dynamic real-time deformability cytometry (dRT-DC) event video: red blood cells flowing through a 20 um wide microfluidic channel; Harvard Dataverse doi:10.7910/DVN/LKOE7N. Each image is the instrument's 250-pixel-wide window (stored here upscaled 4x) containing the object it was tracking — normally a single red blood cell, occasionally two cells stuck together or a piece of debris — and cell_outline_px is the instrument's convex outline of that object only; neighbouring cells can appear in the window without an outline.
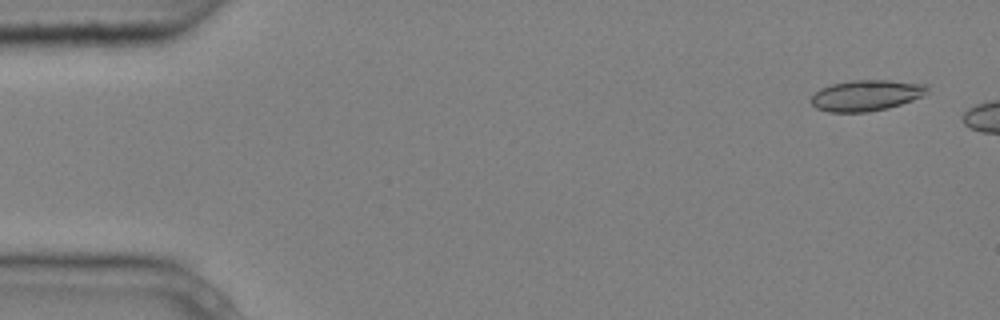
{"species": "common noctule bat (a hibernating species)", "species_latin": "Nyctalus noctula", "temperature_condition": "cold", "stored_images_in_passage": 2, "camera_frame_rate_fps": 3000, "um_per_image_px": 0.085, "animal": {"sex": "male", "body_mass_g": 20.4}, "frame": {"image": 1, "passage_image": 1, "time_ms": 0.0, "image_size_px": [1000, 320], "cell_outline_px": [[928, 92], [924, 96], [888, 108], [868, 112], [828, 112], [816, 108], [808, 100], [820, 88], [832, 84], [852, 80], [888, 80], [928, 84]], "centroid_in_image_um": [73.63, 8.11], "position_along_channel_um": 11.4, "area_um2": 21.1}}